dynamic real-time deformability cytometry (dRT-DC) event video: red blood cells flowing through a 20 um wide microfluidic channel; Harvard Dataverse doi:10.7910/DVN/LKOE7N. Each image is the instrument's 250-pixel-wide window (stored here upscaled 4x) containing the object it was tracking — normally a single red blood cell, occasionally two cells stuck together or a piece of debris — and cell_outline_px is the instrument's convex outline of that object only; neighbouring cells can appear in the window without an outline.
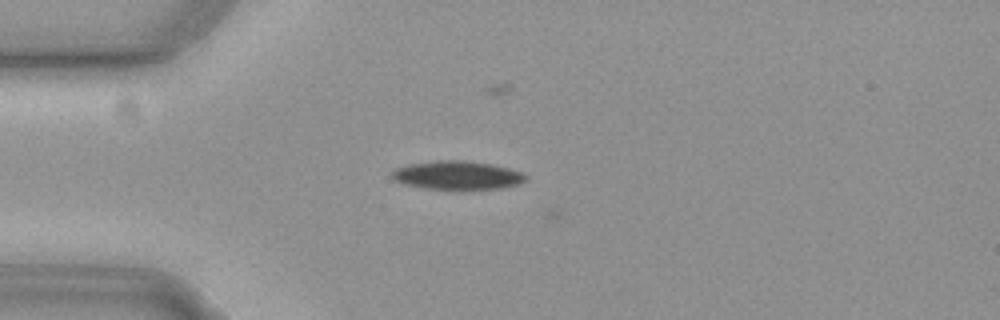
{"species": "common noctule bat (a hibernating species)", "species_latin": "Nyctalus noctula", "temperature_condition": "cold", "stored_images_in_passage": 2, "camera_frame_rate_fps": 3000, "um_per_image_px": 0.085, "animal": {"sex": "female", "body_mass_g": 19.3, "forearm_length_mm": 54.1}, "frame": {"image": 1, "passage_image": 1, "time_ms": 0.0, "image_size_px": [1000, 320], "cell_outline_px": [[528, 180], [520, 184], [500, 188], [464, 192], [460, 192], [420, 188], [404, 184], [392, 180], [392, 172], [396, 168], [412, 164], [440, 160], [460, 160], [492, 164], [508, 168], [520, 172], [528, 176]], "centroid_in_image_um": [38.9, 14.95], "position_along_channel_um": 46.1, "area_um2": 23.12}}